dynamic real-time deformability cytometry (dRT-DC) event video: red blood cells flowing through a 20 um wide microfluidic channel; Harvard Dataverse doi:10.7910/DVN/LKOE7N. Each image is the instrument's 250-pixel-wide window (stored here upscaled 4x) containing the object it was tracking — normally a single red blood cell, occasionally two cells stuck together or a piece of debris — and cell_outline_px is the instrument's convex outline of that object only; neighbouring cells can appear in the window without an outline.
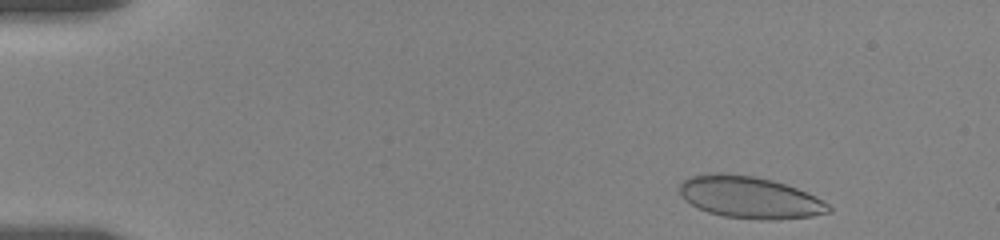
{"species": "human", "species_latin": "Homo sapiens", "temperature_condition": "room temperature", "stored_images_in_passage": 24, "camera_frame_rate_fps": 3000, "um_per_image_px": 0.085, "donor": {"sex": "female"}, "frame": {"image": 1, "passage_image": 3, "time_ms": 0.667, "image_size_px": [1000, 240], "cell_outline_px": [[832, 212], [812, 216], [776, 220], [760, 220], [724, 216], [708, 212], [684, 200], [680, 196], [680, 184], [684, 180], [692, 176], [712, 172], [724, 172], [752, 176], [772, 180], [796, 188], [828, 204], [832, 208]], "centroid_in_image_um": [63.7, 16.78], "position_along_channel_um": 21.3, "area_um2": 36.24}}
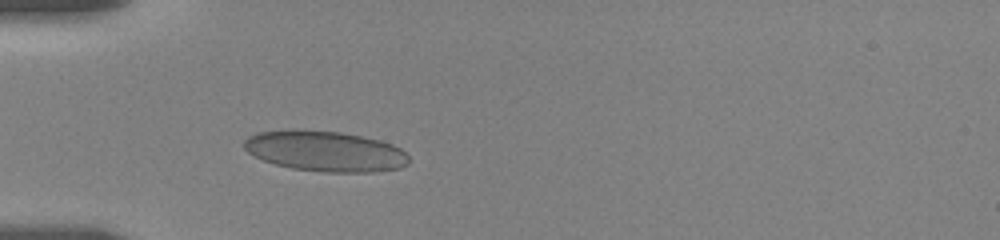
{"frame": {"image": 2, "passage_image": 23, "time_ms": 4.333, "image_size_px": [1000, 240], "cell_outline_px": [[408, 164], [400, 168], [376, 172], [324, 172], [292, 168], [276, 164], [264, 160], [248, 152], [244, 148], [244, 140], [248, 136], [256, 132], [296, 128], [340, 132], [380, 140], [392, 144], [400, 148], [408, 156]], "centroid_in_image_um": [27.63, 12.83], "position_along_channel_um": 57.4, "area_um2": 39.13}}